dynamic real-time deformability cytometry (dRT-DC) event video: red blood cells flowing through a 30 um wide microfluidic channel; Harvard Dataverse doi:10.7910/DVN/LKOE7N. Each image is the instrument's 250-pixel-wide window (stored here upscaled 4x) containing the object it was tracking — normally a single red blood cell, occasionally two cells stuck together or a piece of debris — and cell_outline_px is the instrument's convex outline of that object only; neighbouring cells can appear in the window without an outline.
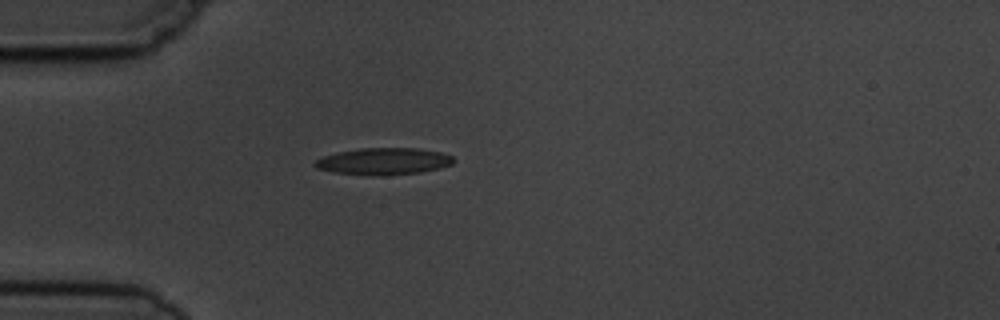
{"species": "common noctule bat (a hibernating species)", "species_latin": "Nyctalus noctula", "temperature_condition": "cold", "stored_images_in_passage": 4, "camera_frame_rate_fps": 3000, "um_per_image_px": 0.085, "animal": {"sex": "male", "body_mass_g": 19.5, "forearm_length_mm": 54.6}, "frame": {"image": 1, "passage_image": 4, "time_ms": 3.667, "image_size_px": [1000, 320], "cell_outline_px": [[456, 160], [452, 164], [440, 168], [420, 172], [384, 176], [368, 176], [332, 172], [316, 168], [312, 164], [316, 160], [324, 156], [340, 152], [360, 148], [416, 148], [440, 152], [452, 156]], "centroid_in_image_um": [32.6, 13.73], "position_along_channel_um": 52.4, "area_um2": 21.85}}